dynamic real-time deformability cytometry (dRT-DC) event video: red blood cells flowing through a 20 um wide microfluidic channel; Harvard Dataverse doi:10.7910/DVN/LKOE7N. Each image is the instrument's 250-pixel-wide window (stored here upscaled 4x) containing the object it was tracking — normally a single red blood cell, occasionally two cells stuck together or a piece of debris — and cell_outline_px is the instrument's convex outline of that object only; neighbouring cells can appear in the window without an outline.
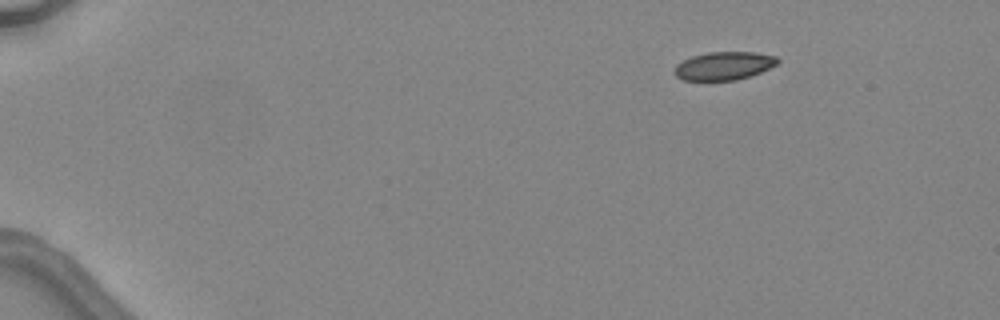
{"species": "common noctule bat (a hibernating species)", "species_latin": "Nyctalus noctula", "temperature_condition": "warm", "stored_images_in_passage": 3, "camera_frame_rate_fps": 3000, "um_per_image_px": 0.085, "animal": {"sex": "female", "body_mass_g": 24.6, "forearm_length_mm": 56.2}, "frame": {"image": 1, "passage_image": 1, "time_ms": 0.0, "image_size_px": [1000, 320], "cell_outline_px": [[780, 60], [776, 64], [760, 72], [736, 80], [684, 80], [676, 76], [672, 72], [676, 64], [692, 56], [708, 52], [756, 52], [776, 56]], "centroid_in_image_um": [61.5, 5.59], "position_along_channel_um": 23.5, "area_um2": 16.88}}